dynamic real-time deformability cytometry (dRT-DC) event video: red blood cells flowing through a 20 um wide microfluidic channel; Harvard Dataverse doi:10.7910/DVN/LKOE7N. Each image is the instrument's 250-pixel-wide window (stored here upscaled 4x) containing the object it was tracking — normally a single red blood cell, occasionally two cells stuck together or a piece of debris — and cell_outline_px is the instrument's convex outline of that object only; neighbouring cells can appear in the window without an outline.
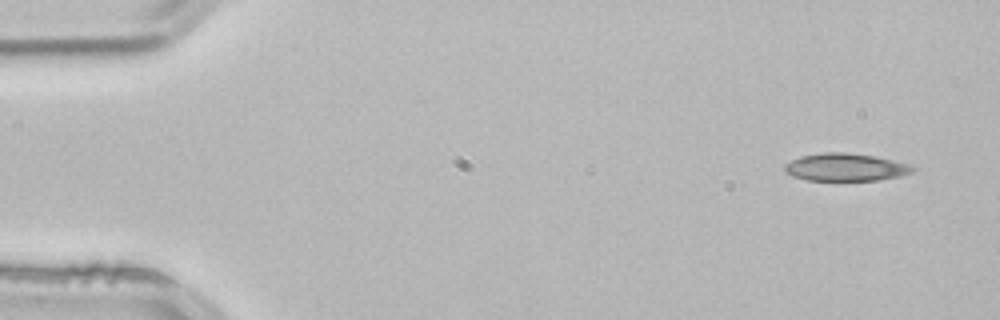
{"species": "common noctule bat (a hibernating species)", "species_latin": "Nyctalus noctula", "temperature_condition": "room temperature", "stored_images_in_passage": 4, "camera_frame_rate_fps": 3000, "um_per_image_px": 0.085, "animal": {"sex": "male", "body_mass_g": 21.5, "forearm_length_mm": 52.0}, "frame": {"image": 1, "passage_image": 1, "time_ms": 0.0, "image_size_px": [1000, 320], "cell_outline_px": [[916, 168], [912, 172], [900, 176], [880, 180], [808, 180], [792, 176], [784, 172], [784, 164], [800, 156], [824, 152], [848, 152], [872, 156], [892, 160], [908, 164]], "centroid_in_image_um": [71.84, 14.21], "position_along_channel_um": 13.2, "area_um2": 20.58}}